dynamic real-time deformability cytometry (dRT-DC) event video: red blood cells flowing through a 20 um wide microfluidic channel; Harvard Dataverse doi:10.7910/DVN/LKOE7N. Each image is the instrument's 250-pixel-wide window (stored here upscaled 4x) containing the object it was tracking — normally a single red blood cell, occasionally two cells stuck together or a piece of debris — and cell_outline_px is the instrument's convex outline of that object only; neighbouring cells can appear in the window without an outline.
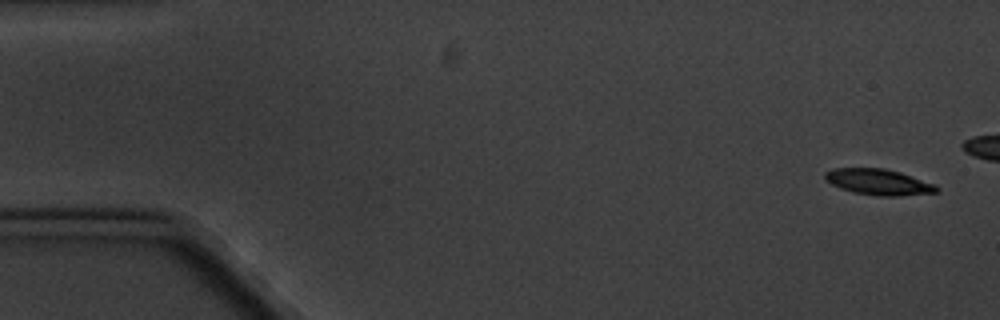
{"species": "common noctule bat (a hibernating species)", "species_latin": "Nyctalus noctula", "temperature_condition": "cold", "stored_images_in_passage": 5, "camera_frame_rate_fps": 3000, "um_per_image_px": 0.085, "animal": {"sex": "male", "body_mass_g": 20.1, "forearm_length_mm": 53.5}, "frame": {"image": 1, "passage_image": 1, "time_ms": 0.0, "image_size_px": [1000, 320], "cell_outline_px": [[940, 192], [900, 196], [880, 196], [852, 192], [840, 188], [824, 180], [824, 172], [832, 168], [884, 168], [900, 172], [936, 184], [940, 188]], "centroid_in_image_um": [74.69, 15.47], "position_along_channel_um": 10.3, "area_um2": 17.11}}